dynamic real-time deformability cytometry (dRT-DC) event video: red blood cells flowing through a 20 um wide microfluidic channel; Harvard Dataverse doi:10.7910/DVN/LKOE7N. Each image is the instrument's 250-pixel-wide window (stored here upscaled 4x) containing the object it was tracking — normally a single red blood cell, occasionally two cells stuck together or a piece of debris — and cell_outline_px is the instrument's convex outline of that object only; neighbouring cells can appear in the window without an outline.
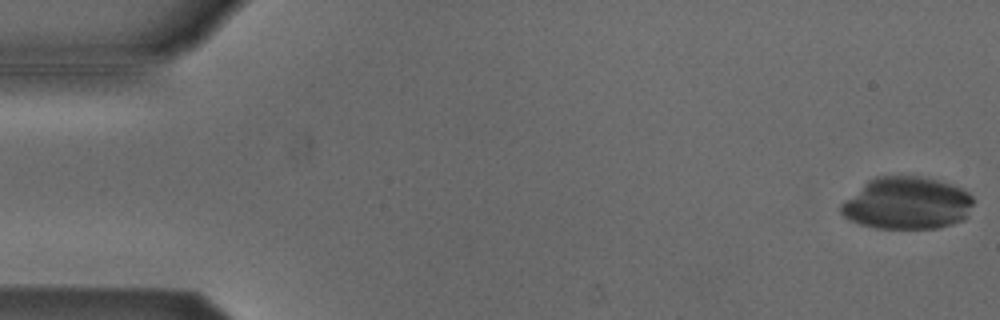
{"species": "Egyptian fruit bat (a non-hibernating species)", "species_latin": "Rousettus aegyptiacus", "temperature_condition": "cold", "stored_images_in_passage": 14, "camera_frame_rate_fps": 3000, "um_per_image_px": 0.085, "animal": {"sex": "male"}, "frame": {"image": 1, "passage_image": 1, "time_ms": 0.0, "image_size_px": [1000, 320], "cell_outline_px": [[976, 200], [968, 216], [964, 220], [952, 224], [936, 228], [876, 228], [860, 224], [844, 216], [840, 212], [840, 204], [844, 200], [868, 180], [876, 176], [920, 176], [936, 180], [960, 188], [968, 192]], "centroid_in_image_um": [77.11, 17.28], "position_along_channel_um": 7.9, "area_um2": 40.46}}